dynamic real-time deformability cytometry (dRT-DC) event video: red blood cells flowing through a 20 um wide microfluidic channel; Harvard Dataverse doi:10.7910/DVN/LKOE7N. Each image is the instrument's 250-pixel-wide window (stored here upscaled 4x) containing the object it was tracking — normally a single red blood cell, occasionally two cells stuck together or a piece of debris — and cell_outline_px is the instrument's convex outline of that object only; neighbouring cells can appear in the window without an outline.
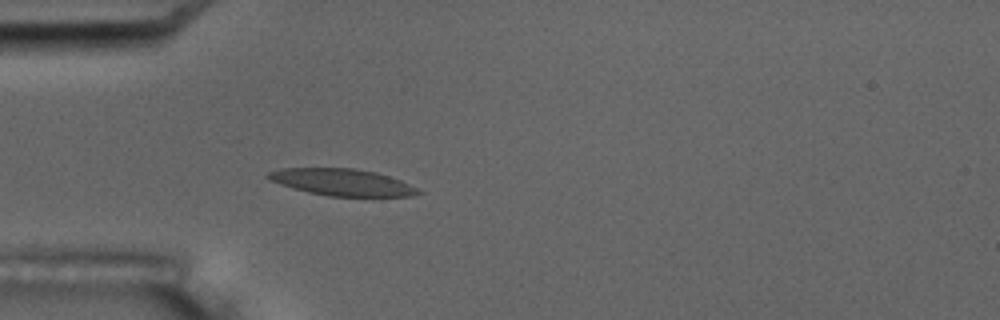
{"species": "common noctule bat (a hibernating species)", "species_latin": "Nyctalus noctula", "temperature_condition": "room temperature", "stored_images_in_passage": 4, "camera_frame_rate_fps": 3000, "um_per_image_px": 0.085, "animal": {"sex": "male", "body_mass_g": 17.5, "forearm_length_mm": 52.3}, "frame": {"image": 1, "passage_image": 4, "time_ms": 3.667, "image_size_px": [1000, 320], "cell_outline_px": [[424, 192], [412, 196], [328, 196], [308, 192], [292, 188], [268, 180], [264, 176], [268, 172], [284, 168], [352, 168], [376, 172], [400, 180]], "centroid_in_image_um": [29.04, 15.49], "position_along_channel_um": 56.0, "area_um2": 23.35}}